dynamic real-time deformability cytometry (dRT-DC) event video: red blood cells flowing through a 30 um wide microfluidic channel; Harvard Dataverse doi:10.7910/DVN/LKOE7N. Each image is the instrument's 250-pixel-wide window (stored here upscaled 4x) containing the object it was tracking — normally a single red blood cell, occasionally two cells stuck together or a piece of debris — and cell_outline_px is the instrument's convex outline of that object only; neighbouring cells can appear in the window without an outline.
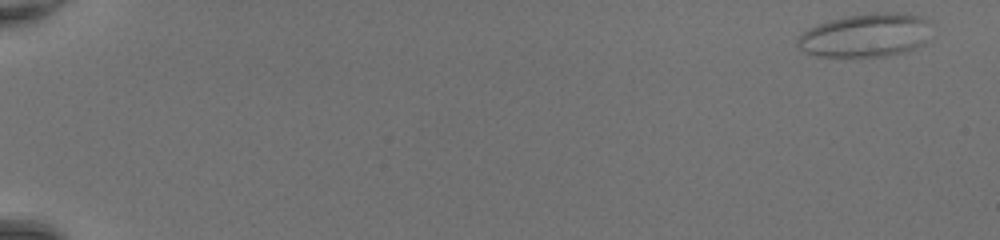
{"species": "common noctule bat (a hibernating species)", "species_latin": "Nyctalus noctula", "temperature_condition": "room temperature", "stored_images_in_passage": 48, "camera_frame_rate_fps": 3000, "um_per_image_px": 0.085, "animal": {"sex": "female", "body_mass_g": 20.0, "forearm_length_mm": 54.0}, "frame": {"image": 1, "passage_image": 1, "time_ms": 0.0, "image_size_px": [1000, 240], "cell_outline_px": [[932, 20], [924, 44], [908, 52], [888, 56], [816, 56], [804, 52], [796, 44], [796, 40], [808, 28], [816, 24], [828, 20], [848, 16], [872, 12], [900, 12], [920, 16]], "centroid_in_image_um": [73.61, 2.99], "position_along_channel_um": 11.4, "area_um2": 34.39}}
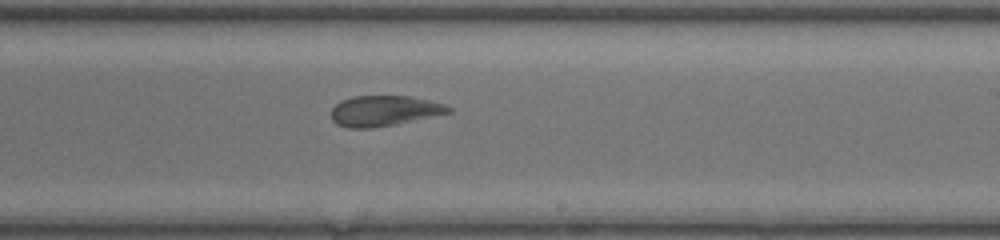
{"frame": {"image": 2, "passage_image": 31, "time_ms": 10.0, "image_size_px": [1000, 240], "cell_outline_px": [[452, 112], [396, 124], [372, 128], [348, 128], [336, 124], [332, 120], [332, 108], [340, 100], [352, 96], [412, 96], [444, 104], [452, 108]], "centroid_in_image_um": [32.64, 9.42], "position_along_channel_um": 256.4, "area_um2": 20.87}}
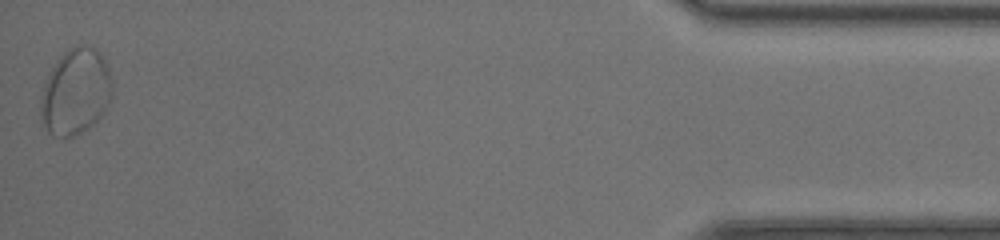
{"frame": {"image": 3, "passage_image": 48, "time_ms": 15.667, "image_size_px": [1000, 240], "cell_outline_px": [[112, 92], [108, 104], [100, 116], [88, 128], [72, 136], [52, 136], [48, 132], [40, 120], [40, 96], [44, 80], [48, 72], [56, 60], [64, 52], [80, 44], [92, 48], [104, 60], [108, 68], [112, 84]], "centroid_in_image_um": [6.36, 7.81], "position_along_channel_um": 428.8, "area_um2": 35.78}, "authors_computed_cell_mechanics": {"area_um2": 24.3338, "velocity_mm_per_s": 4.3764, "shape_relaxation_time_tau1_ms": null, "shape_relaxation_time_tau2_ms": 1.4687, "deformation_change_tau1": null, "deformation_change_tau2": 0.0622}}